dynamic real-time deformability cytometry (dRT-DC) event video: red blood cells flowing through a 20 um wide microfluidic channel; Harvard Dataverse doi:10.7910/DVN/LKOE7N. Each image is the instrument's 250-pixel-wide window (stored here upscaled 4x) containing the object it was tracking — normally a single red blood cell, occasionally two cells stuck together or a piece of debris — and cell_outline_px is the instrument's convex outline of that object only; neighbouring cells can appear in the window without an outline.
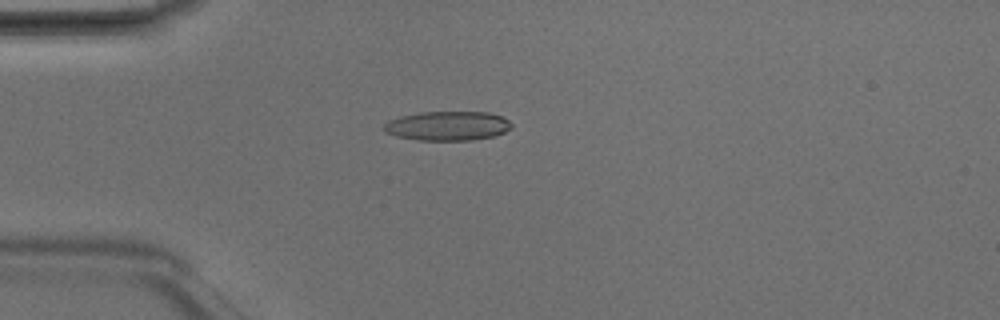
{"species": "Egyptian fruit bat (a non-hibernating species)", "species_latin": "Rousettus aegyptiacus", "temperature_condition": "room temperature", "stored_images_in_passage": 48, "camera_frame_rate_fps": 3000, "um_per_image_px": 0.085, "animal": {"sex": "male"}, "frame": {"image": 1, "passage_image": 13, "time_ms": 4.0, "image_size_px": [1000, 320], "cell_outline_px": [[512, 128], [496, 136], [472, 140], [420, 140], [396, 136], [384, 132], [380, 128], [388, 120], [400, 116], [420, 112], [488, 112], [500, 116], [508, 120], [512, 124]], "centroid_in_image_um": [38.02, 10.7], "position_along_channel_um": 47.0, "area_um2": 21.96}}
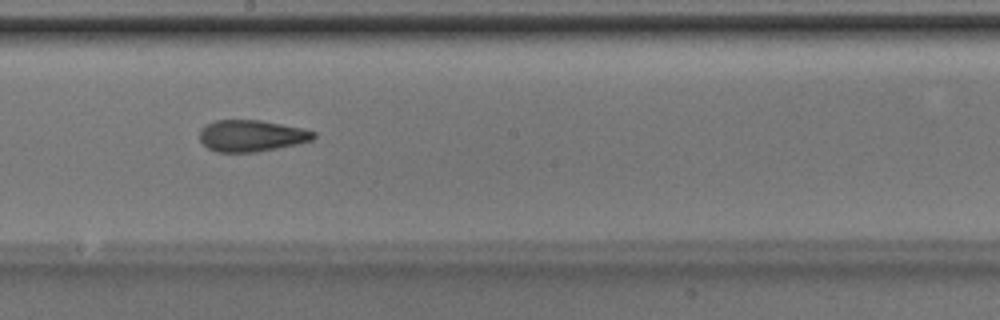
{"frame": {"image": 2, "passage_image": 27, "time_ms": 8.667, "image_size_px": [1000, 320], "cell_outline_px": [[316, 136], [312, 140], [300, 144], [256, 152], [216, 152], [208, 148], [200, 140], [200, 128], [204, 124], [216, 120], [260, 120], [300, 128], [316, 132]], "centroid_in_image_um": [21.36, 11.54], "position_along_channel_um": 226.8, "area_um2": 21.04}}
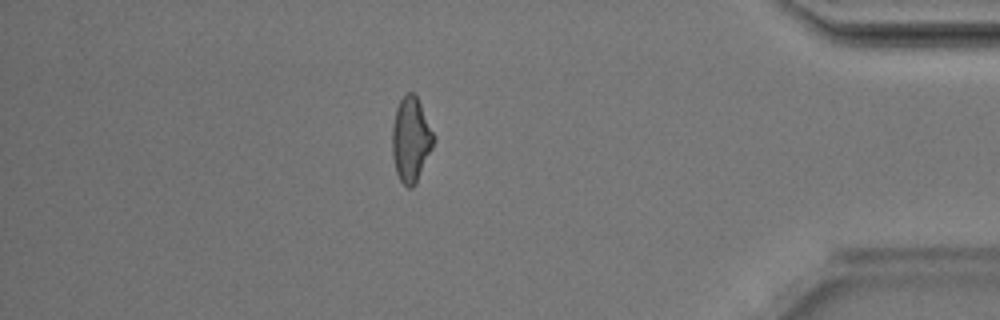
{"frame": {"image": 3, "passage_image": 42, "time_ms": 13.667, "image_size_px": [1000, 320], "cell_outline_px": [[436, 136], [432, 148], [416, 184], [412, 188], [408, 188], [400, 180], [396, 172], [392, 156], [392, 124], [396, 108], [400, 100], [408, 92], [412, 92], [416, 96]], "centroid_in_image_um": [34.92, 11.88], "position_along_channel_um": 400.3, "area_um2": 20.52}, "authors_computed_cell_mechanics": {"area_um2": 21.097, "velocity_mm_per_s": 4.2112, "shape_relaxation_time_tau1_ms": null, "shape_relaxation_time_tau2_ms": 2.1427, "deformation_change_tau1": null, "deformation_change_tau2": 0.1061}}